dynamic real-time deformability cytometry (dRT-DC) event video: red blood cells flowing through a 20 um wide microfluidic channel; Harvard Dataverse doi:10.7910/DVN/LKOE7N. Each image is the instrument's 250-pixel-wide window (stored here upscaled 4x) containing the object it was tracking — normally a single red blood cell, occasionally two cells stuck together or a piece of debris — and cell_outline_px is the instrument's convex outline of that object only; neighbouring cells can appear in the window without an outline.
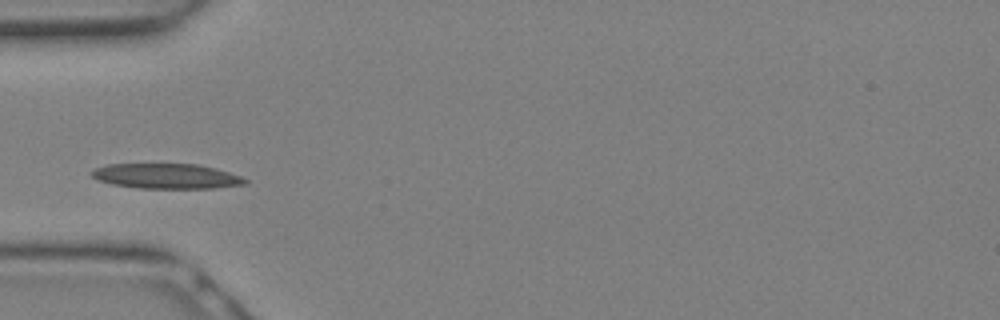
{"species": "Egyptian fruit bat (a non-hibernating species)", "species_latin": "Rousettus aegyptiacus", "temperature_condition": "warm", "stored_images_in_passage": 9, "camera_frame_rate_fps": 3000, "um_per_image_px": 0.085, "animal": {"sex": "female"}, "frame": {"image": 1, "passage_image": 6, "time_ms": 1.667, "image_size_px": [1000, 320], "cell_outline_px": [[248, 184], [212, 188], [136, 188], [112, 184], [100, 180], [92, 176], [88, 172], [96, 168], [108, 164], [196, 164], [216, 168], [240, 176], [248, 180]], "centroid_in_image_um": [14.15, 14.97], "position_along_channel_um": 70.8, "area_um2": 22.37}}
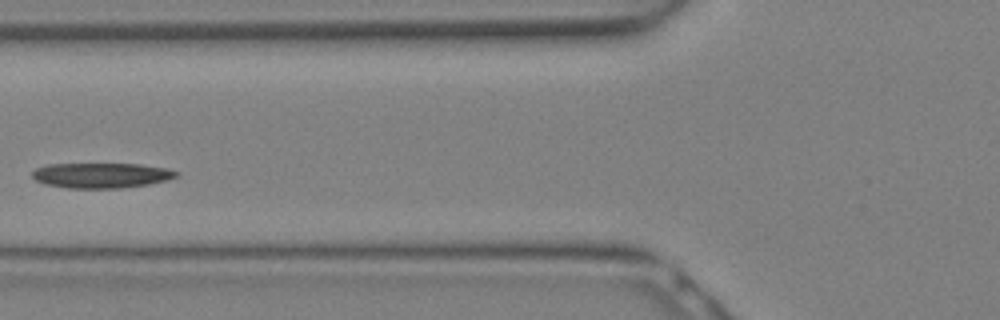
{"frame": {"image": 2, "passage_image": 8, "time_ms": 2.333, "image_size_px": [1000, 320], "cell_outline_px": [[180, 172], [176, 176], [164, 180], [148, 184], [120, 188], [68, 188], [44, 184], [36, 180], [32, 176], [32, 172], [36, 168], [48, 164], [140, 164], [164, 168]], "centroid_in_image_um": [8.56, 14.9], "position_along_channel_um": 117.2, "area_um2": 20.92}}